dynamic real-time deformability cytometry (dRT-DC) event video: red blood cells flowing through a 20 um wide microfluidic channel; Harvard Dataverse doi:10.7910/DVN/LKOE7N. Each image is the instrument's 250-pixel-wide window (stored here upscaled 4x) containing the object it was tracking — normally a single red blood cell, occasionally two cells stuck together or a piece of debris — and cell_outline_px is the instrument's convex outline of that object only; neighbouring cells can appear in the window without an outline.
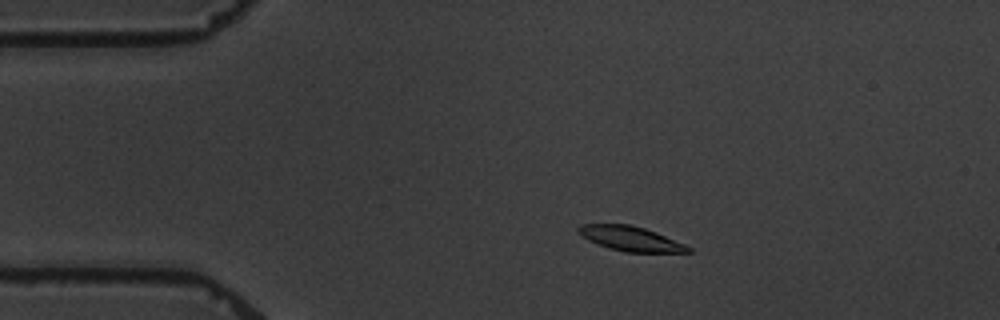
{"species": "common noctule bat (a hibernating species)", "species_latin": "Nyctalus noctula", "temperature_condition": "warm", "stored_images_in_passage": 7, "camera_frame_rate_fps": 3000, "um_per_image_px": 0.085, "animal": {"sex": "male", "body_mass_g": 19.5, "forearm_length_mm": 54.6}, "frame": {"image": 1, "passage_image": 2, "time_ms": 1.333, "image_size_px": [1000, 320], "cell_outline_px": [[692, 252], [624, 252], [608, 248], [596, 244], [588, 240], [576, 232], [576, 228], [580, 224], [628, 224], [644, 228], [656, 232], [684, 244], [692, 248]], "centroid_in_image_um": [53.55, 20.28], "position_along_channel_um": 31.5, "area_um2": 15.84}}
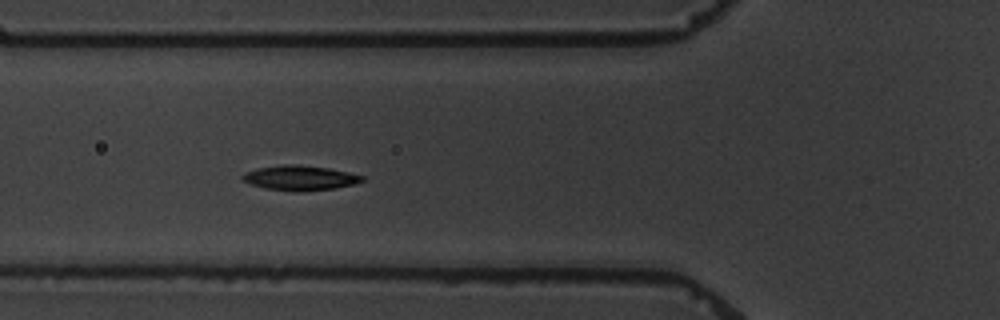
{"frame": {"image": 2, "passage_image": 5, "time_ms": 4.667, "image_size_px": [1000, 320], "cell_outline_px": [[364, 180], [352, 184], [336, 188], [296, 192], [292, 192], [264, 188], [252, 184], [244, 180], [240, 176], [244, 172], [256, 168], [284, 164], [296, 164], [328, 168], [348, 172], [364, 176]], "centroid_in_image_um": [25.46, 15.12], "position_along_channel_um": 100.3, "area_um2": 17.34}}
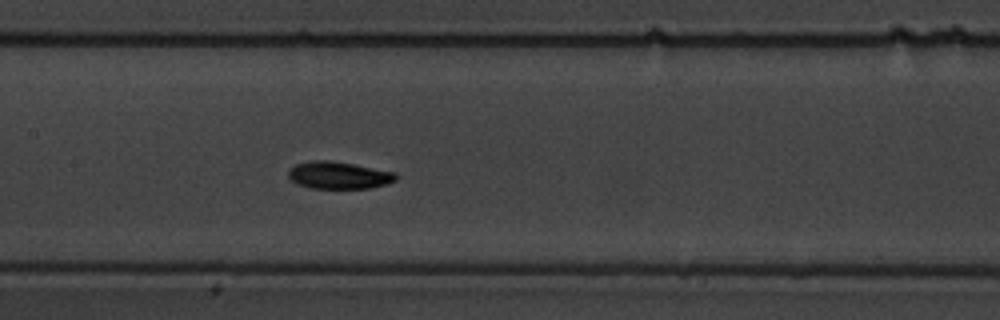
{"frame": {"image": 3, "passage_image": 7, "time_ms": 7.0, "image_size_px": [1000, 320], "cell_outline_px": [[400, 176], [396, 180], [388, 184], [368, 188], [312, 188], [296, 184], [288, 176], [288, 172], [296, 164], [312, 160], [332, 160], [396, 172]], "centroid_in_image_um": [28.84, 14.89], "position_along_channel_um": 178.6, "area_um2": 17.17}}